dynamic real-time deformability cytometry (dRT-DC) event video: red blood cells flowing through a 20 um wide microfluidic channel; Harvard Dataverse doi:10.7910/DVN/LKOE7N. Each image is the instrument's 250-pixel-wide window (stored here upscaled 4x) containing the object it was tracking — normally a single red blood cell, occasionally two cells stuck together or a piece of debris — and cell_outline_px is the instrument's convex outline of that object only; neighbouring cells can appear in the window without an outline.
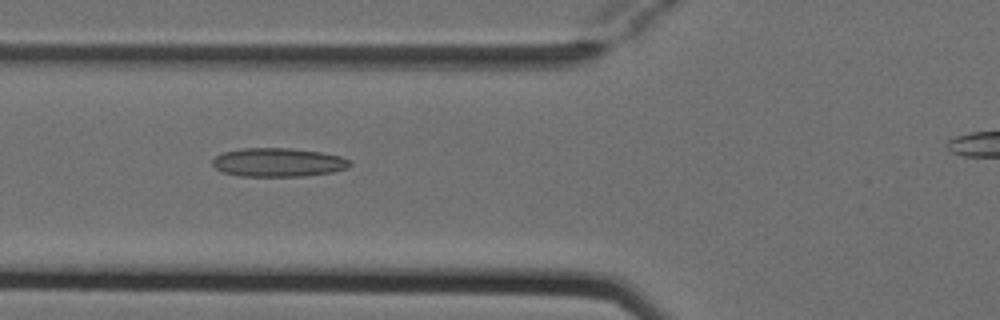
{"species": "Egyptian fruit bat (a non-hibernating species)", "species_latin": "Rousettus aegyptiacus", "temperature_condition": "cold", "stored_images_in_passage": 6, "camera_frame_rate_fps": 3000, "um_per_image_px": 0.085, "animal": {"sex": "female"}, "frame": {"image": 1, "passage_image": 5, "time_ms": 1.333, "image_size_px": [1000, 320], "cell_outline_px": [[352, 164], [348, 168], [332, 172], [304, 176], [240, 176], [220, 172], [212, 164], [212, 160], [216, 156], [224, 152], [244, 148], [292, 148], [320, 152], [340, 156], [352, 160]], "centroid_in_image_um": [23.66, 13.8], "position_along_channel_um": 102.1, "area_um2": 23.12}}
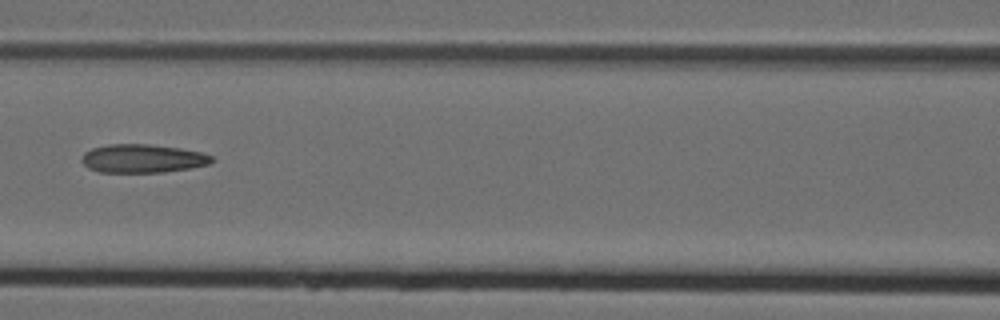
{"frame": {"image": 2, "passage_image": 6, "time_ms": 1.667, "image_size_px": [1000, 320], "cell_outline_px": [[212, 160], [208, 164], [188, 168], [164, 172], [100, 172], [88, 168], [80, 160], [84, 152], [92, 148], [108, 144], [148, 144], [180, 148], [200, 152], [212, 156]], "centroid_in_image_um": [12.07, 13.47], "position_along_channel_um": 154.5, "area_um2": 21.44}}